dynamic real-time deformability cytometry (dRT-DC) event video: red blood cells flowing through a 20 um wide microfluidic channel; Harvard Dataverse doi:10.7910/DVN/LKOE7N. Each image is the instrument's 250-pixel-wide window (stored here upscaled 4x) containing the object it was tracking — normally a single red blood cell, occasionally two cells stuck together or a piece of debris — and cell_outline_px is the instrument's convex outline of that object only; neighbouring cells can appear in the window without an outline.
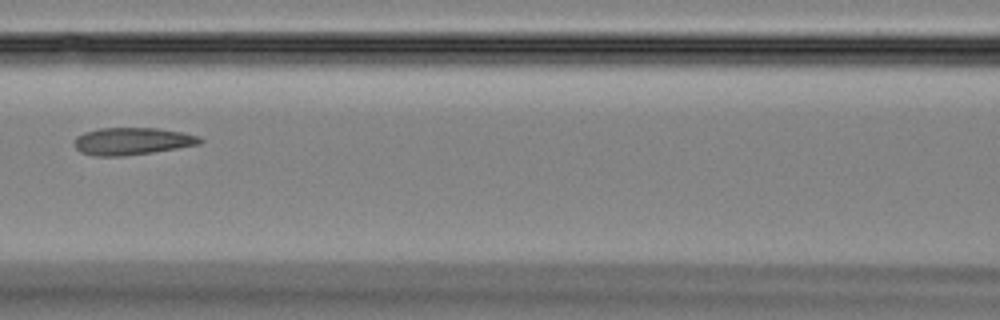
{"species": "Egyptian fruit bat (a non-hibernating species)", "species_latin": "Rousettus aegyptiacus", "temperature_condition": "room temperature", "stored_images_in_passage": 7, "camera_frame_rate_fps": 3000, "um_per_image_px": 0.085, "animal": {"sex": "female"}, "frame": {"image": 1, "passage_image": 6, "time_ms": 7.333, "image_size_px": [1000, 320], "cell_outline_px": [[204, 140], [200, 144], [152, 152], [124, 156], [92, 156], [80, 152], [72, 144], [76, 136], [84, 132], [100, 128], [156, 128], [180, 132], [200, 136]], "centroid_in_image_um": [11.19, 12.0], "position_along_channel_um": 155.4, "area_um2": 20.06}}
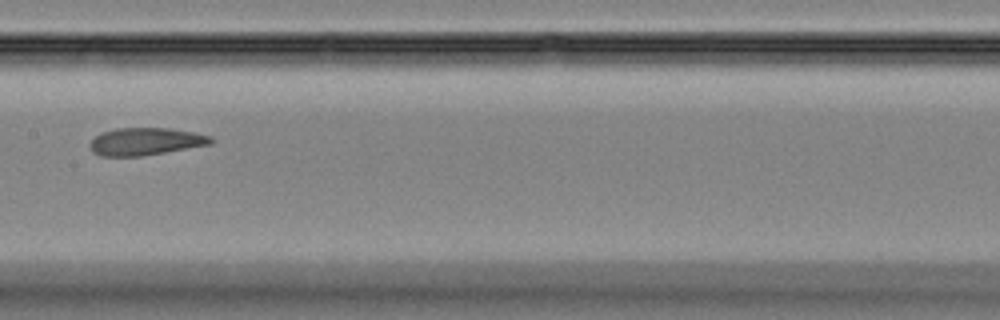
{"frame": {"image": 2, "passage_image": 7, "time_ms": 8.333, "image_size_px": [1000, 320], "cell_outline_px": [[216, 140], [212, 144], [140, 156], [100, 156], [92, 152], [88, 144], [100, 132], [116, 128], [168, 128], [192, 132], [212, 136]], "centroid_in_image_um": [12.36, 12.02], "position_along_channel_um": 195.0, "area_um2": 19.42}}